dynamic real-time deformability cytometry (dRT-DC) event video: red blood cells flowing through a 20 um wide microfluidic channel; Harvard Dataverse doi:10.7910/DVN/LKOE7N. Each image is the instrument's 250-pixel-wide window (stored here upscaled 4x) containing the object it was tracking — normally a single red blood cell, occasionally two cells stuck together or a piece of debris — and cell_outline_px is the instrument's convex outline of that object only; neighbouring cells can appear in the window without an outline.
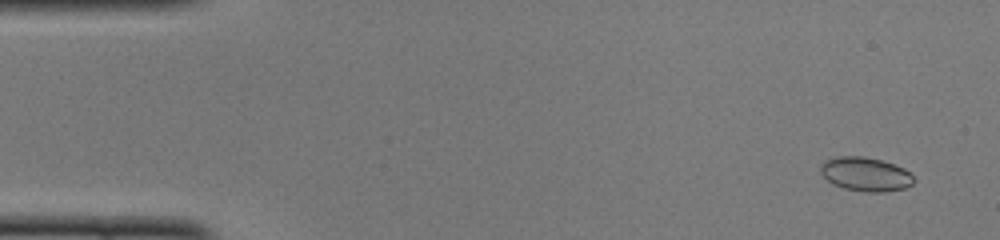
{"species": "common noctule bat (a hibernating species)", "species_latin": "Nyctalus noctula", "temperature_condition": "cold", "stored_images_in_passage": 49, "camera_frame_rate_fps": 3000, "um_per_image_px": 0.085, "animal": {"sex": "female", "body_mass_g": 22.0, "forearm_length_mm": 56.7}, "frame": {"image": 1, "passage_image": 3, "time_ms": 0.667, "image_size_px": [1000, 240], "cell_outline_px": [[916, 180], [912, 184], [904, 188], [884, 192], [868, 192], [844, 188], [832, 184], [820, 172], [820, 168], [824, 160], [836, 156], [864, 156], [880, 160], [904, 168]], "centroid_in_image_um": [73.55, 14.8], "position_along_channel_um": 11.4, "area_um2": 18.38}}
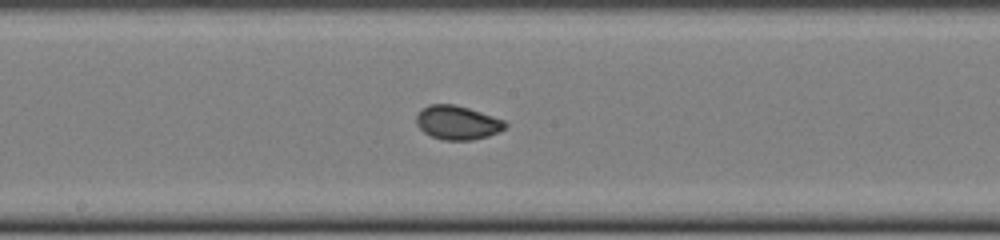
{"frame": {"image": 2, "passage_image": 26, "time_ms": 8.333, "image_size_px": [1000, 240], "cell_outline_px": [[508, 124], [500, 132], [488, 136], [472, 140], [444, 140], [432, 136], [424, 132], [416, 124], [416, 116], [420, 108], [428, 104], [452, 104], [468, 108], [504, 120]], "centroid_in_image_um": [38.86, 10.42], "position_along_channel_um": 209.3, "area_um2": 17.57}}
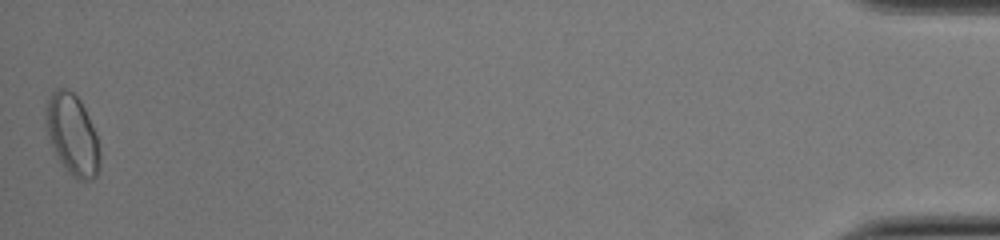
{"frame": {"image": 3, "passage_image": 49, "time_ms": 16.0, "image_size_px": [1000, 240], "cell_outline_px": [[100, 168], [96, 176], [88, 180], [76, 180], [68, 172], [60, 160], [48, 136], [44, 108], [52, 92], [56, 88], [68, 88], [80, 100], [88, 116], [96, 136], [100, 152]], "centroid_in_image_um": [6.15, 11.44], "position_along_channel_um": 429.0, "area_um2": 25.14}, "authors_computed_cell_mechanics": {"area_um2": 17.8602, "velocity_mm_per_s": 4.0949, "shape_relaxation_time_tau1_ms": 10.8261, "shape_relaxation_time_tau2_ms": 0.8497, "deformation_change_tau1": 0.1485, "deformation_change_tau2": 0.0392}}